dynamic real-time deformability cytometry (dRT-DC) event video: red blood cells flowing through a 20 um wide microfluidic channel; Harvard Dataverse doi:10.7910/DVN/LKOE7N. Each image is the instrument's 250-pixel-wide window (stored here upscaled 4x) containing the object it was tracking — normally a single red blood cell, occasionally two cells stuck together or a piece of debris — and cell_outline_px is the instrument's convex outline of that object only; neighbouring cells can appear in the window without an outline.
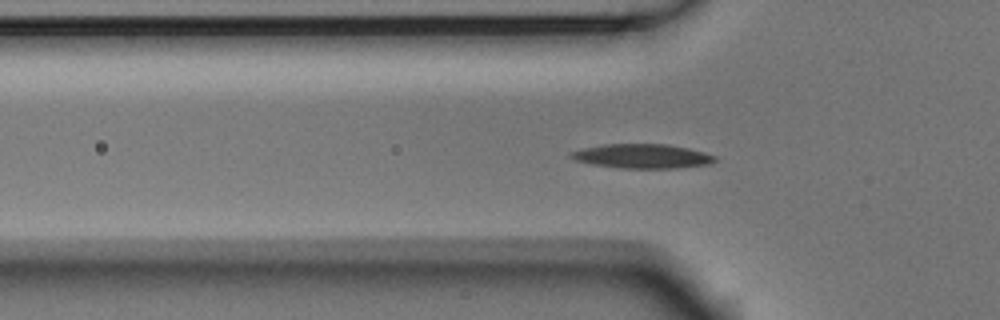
{"species": "Egyptian fruit bat (a non-hibernating species)", "species_latin": "Rousettus aegyptiacus", "temperature_condition": "room temperature", "stored_images_in_passage": 53, "camera_frame_rate_fps": 3000, "um_per_image_px": 0.085, "animal": {"sex": "male"}, "frame": {"image": 1, "passage_image": 16, "time_ms": 5.0, "image_size_px": [1000, 320], "cell_outline_px": [[716, 160], [708, 164], [676, 168], [620, 168], [592, 164], [576, 160], [568, 156], [568, 152], [580, 148], [604, 144], [668, 144], [688, 148], [704, 152], [716, 156]], "centroid_in_image_um": [54.54, 13.26], "position_along_channel_um": 71.3, "area_um2": 20.46}}
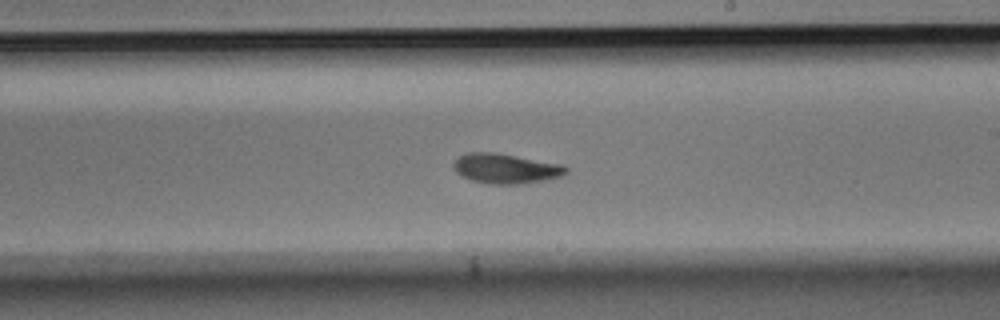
{"frame": {"image": 2, "passage_image": 30, "time_ms": 9.667, "image_size_px": [1000, 320], "cell_outline_px": [[568, 172], [564, 176], [544, 180], [520, 184], [488, 184], [472, 180], [460, 176], [452, 168], [452, 164], [460, 156], [468, 152], [492, 152], [564, 164], [568, 168]], "centroid_in_image_um": [43.0, 14.33], "position_along_channel_um": 246.0, "area_um2": 19.77}}
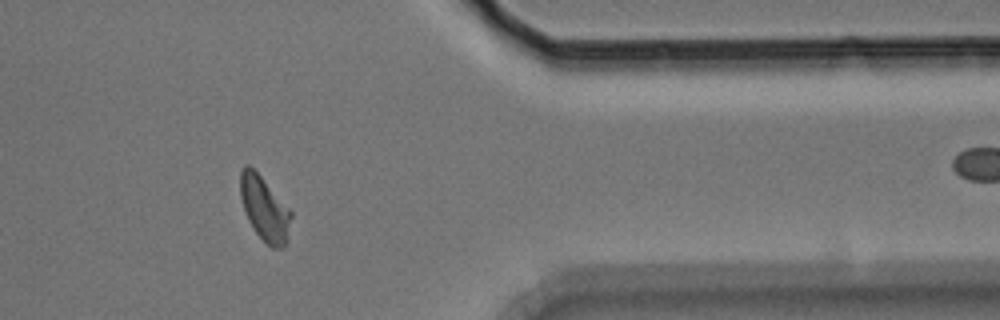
{"frame": {"image": 3, "passage_image": 43, "time_ms": 14.0, "image_size_px": [1000, 320], "cell_outline_px": [[292, 216], [284, 248], [272, 248], [256, 232], [248, 220], [240, 196], [240, 172], [244, 164], [248, 164], [260, 176], [292, 212]], "centroid_in_image_um": [22.47, 17.73], "position_along_channel_um": 388.9, "area_um2": 18.55}, "authors_computed_cell_mechanics": {"area_um2": 19.0162, "velocity_mm_per_s": 3.7299, "shape_relaxation_time_tau1_ms": 2.7568, "shape_relaxation_time_tau2_ms": 2.7443, "deformation_change_tau1": 0.1255, "deformation_change_tau2": 0.0839}}